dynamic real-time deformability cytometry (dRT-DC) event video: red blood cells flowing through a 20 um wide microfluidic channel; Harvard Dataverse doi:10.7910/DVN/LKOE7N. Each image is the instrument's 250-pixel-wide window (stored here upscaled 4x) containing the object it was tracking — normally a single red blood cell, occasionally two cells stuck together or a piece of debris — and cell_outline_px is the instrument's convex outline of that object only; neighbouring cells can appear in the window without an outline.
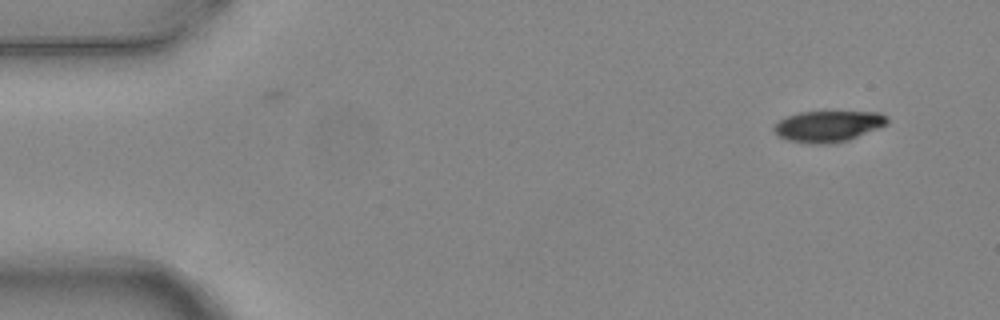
{"species": "common noctule bat (a hibernating species)", "species_latin": "Nyctalus noctula", "temperature_condition": "warm", "stored_images_in_passage": 4, "camera_frame_rate_fps": 3000, "um_per_image_px": 0.085, "animal": {"sex": "female", "body_mass_g": 24.6, "forearm_length_mm": 56.2}, "frame": {"image": 1, "passage_image": 1, "time_ms": 0.0, "image_size_px": [1000, 320], "cell_outline_px": [[888, 124], [848, 140], [828, 144], [812, 144], [788, 140], [780, 136], [772, 128], [776, 120], [800, 112], [880, 112], [888, 116]], "centroid_in_image_um": [70.39, 10.72], "position_along_channel_um": 14.6, "area_um2": 20.52}}
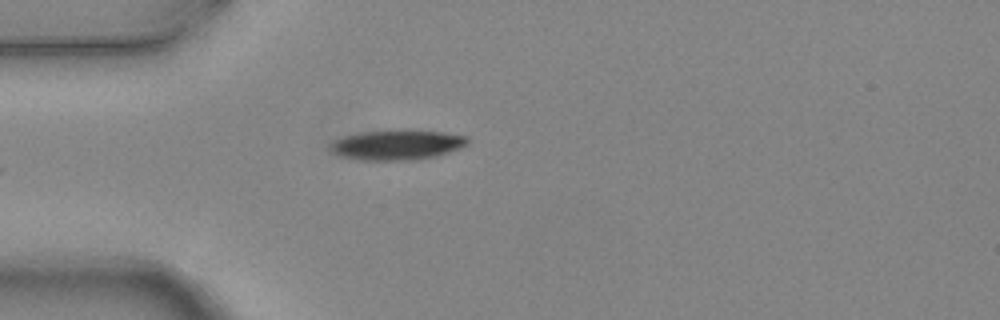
{"frame": {"image": 2, "passage_image": 4, "time_ms": 1.0, "image_size_px": [1000, 320], "cell_outline_px": [[468, 144], [460, 148], [436, 156], [416, 160], [360, 160], [340, 156], [332, 152], [328, 148], [328, 144], [332, 140], [344, 136], [360, 132], [404, 128], [444, 132], [468, 136]], "centroid_in_image_um": [33.72, 12.29], "position_along_channel_um": 51.3, "area_um2": 24.74}}